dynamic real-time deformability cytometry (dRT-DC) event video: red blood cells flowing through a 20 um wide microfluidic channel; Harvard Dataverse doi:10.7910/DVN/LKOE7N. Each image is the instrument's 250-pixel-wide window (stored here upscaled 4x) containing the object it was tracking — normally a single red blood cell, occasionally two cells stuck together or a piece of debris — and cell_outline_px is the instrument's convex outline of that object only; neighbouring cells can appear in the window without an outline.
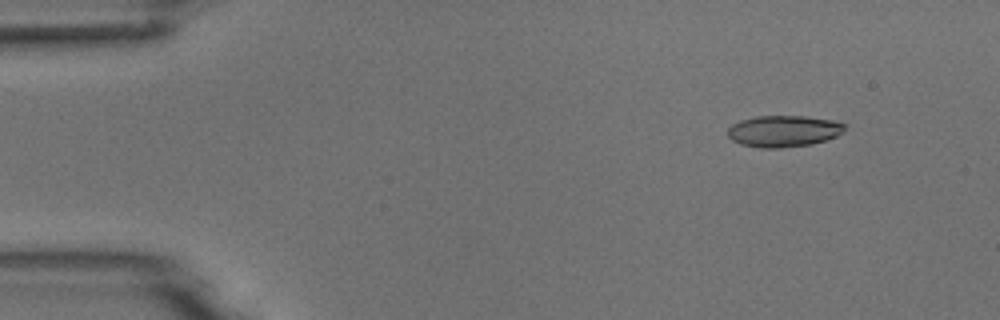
{"species": "common noctule bat (a hibernating species)", "species_latin": "Nyctalus noctula", "temperature_condition": "room temperature", "stored_images_in_passage": 5, "camera_frame_rate_fps": 3000, "um_per_image_px": 0.085, "animal": {"sex": "male", "body_mass_g": 18.8}, "frame": {"image": 1, "passage_image": 2, "time_ms": 1.333, "image_size_px": [1000, 320], "cell_outline_px": [[848, 124], [844, 132], [836, 136], [812, 144], [780, 148], [760, 148], [740, 144], [732, 140], [728, 136], [728, 128], [732, 124], [740, 120], [756, 116], [804, 116], [832, 120]], "centroid_in_image_um": [66.61, 11.14], "position_along_channel_um": 18.4, "area_um2": 21.62}}
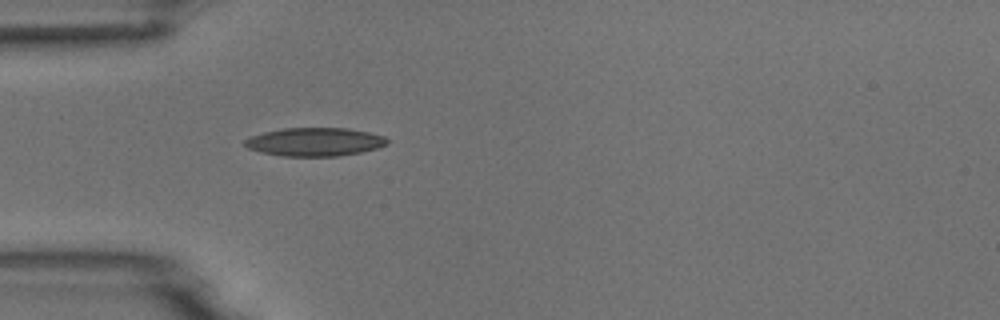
{"frame": {"image": 2, "passage_image": 5, "time_ms": 4.667, "image_size_px": [1000, 320], "cell_outline_px": [[388, 144], [376, 148], [360, 152], [340, 156], [280, 156], [260, 152], [248, 148], [244, 144], [244, 140], [252, 136], [264, 132], [280, 128], [348, 128], [368, 132], [384, 136], [388, 140]], "centroid_in_image_um": [26.74, 12.06], "position_along_channel_um": 58.3, "area_um2": 23.58}}